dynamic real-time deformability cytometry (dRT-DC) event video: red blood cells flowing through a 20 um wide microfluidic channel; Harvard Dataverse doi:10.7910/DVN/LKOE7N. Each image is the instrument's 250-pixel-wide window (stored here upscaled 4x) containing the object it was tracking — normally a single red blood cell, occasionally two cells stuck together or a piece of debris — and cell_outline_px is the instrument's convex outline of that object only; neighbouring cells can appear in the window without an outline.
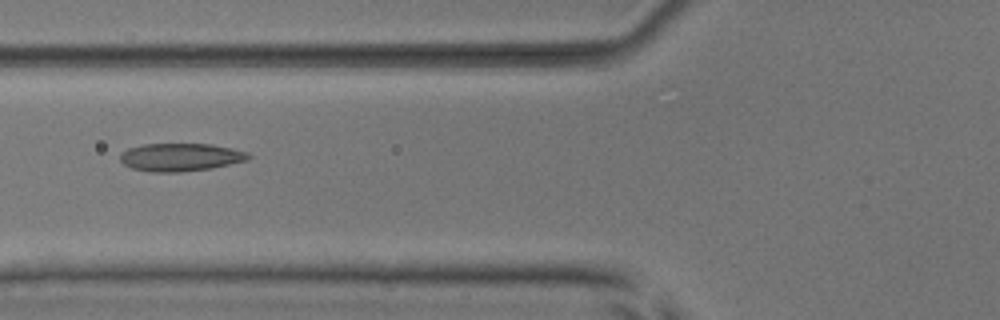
{"species": "common noctule bat (a hibernating species)", "species_latin": "Nyctalus noctula", "temperature_condition": "room temperature", "stored_images_in_passage": 3, "camera_frame_rate_fps": 3000, "um_per_image_px": 0.085, "animal": {"sex": "male", "body_mass_g": 17.9, "forearm_length_mm": 54.2}, "frame": {"image": 1, "passage_image": 2, "time_ms": 1.333, "image_size_px": [1000, 320], "cell_outline_px": [[252, 156], [248, 160], [212, 168], [180, 172], [152, 172], [132, 168], [124, 164], [120, 160], [120, 156], [128, 148], [144, 144], [212, 144], [232, 148], [248, 152]], "centroid_in_image_um": [15.38, 13.36], "position_along_channel_um": 110.4, "area_um2": 20.87}}
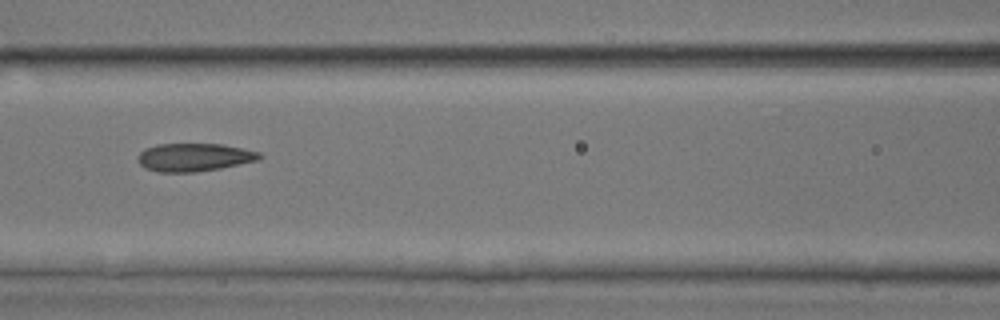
{"frame": {"image": 2, "passage_image": 3, "time_ms": 2.333, "image_size_px": [1000, 320], "cell_outline_px": [[264, 156], [260, 160], [220, 168], [196, 172], [156, 172], [144, 168], [136, 160], [136, 156], [144, 148], [156, 144], [224, 144], [260, 152]], "centroid_in_image_um": [16.48, 13.37], "position_along_channel_um": 150.1, "area_um2": 20.23}}